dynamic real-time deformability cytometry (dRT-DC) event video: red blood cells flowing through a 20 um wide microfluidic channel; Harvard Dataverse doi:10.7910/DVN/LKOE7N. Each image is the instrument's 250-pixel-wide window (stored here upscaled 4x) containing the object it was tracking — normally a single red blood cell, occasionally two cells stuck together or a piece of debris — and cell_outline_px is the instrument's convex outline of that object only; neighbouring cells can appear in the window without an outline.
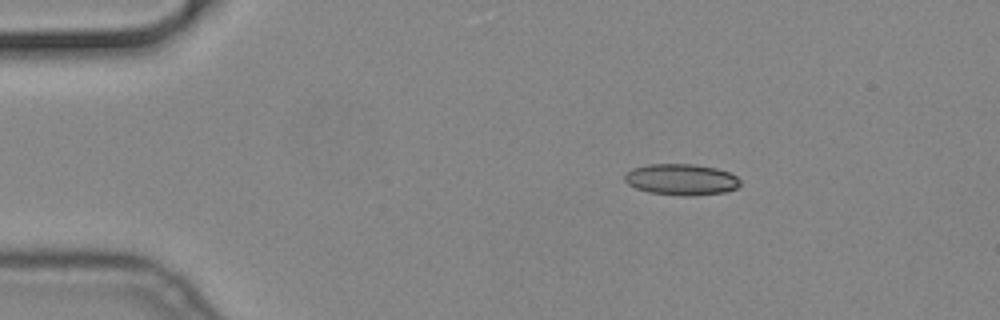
{"species": "common noctule bat (a hibernating species)", "species_latin": "Nyctalus noctula", "temperature_condition": "cold", "stored_images_in_passage": 52, "camera_frame_rate_fps": 3000, "um_per_image_px": 0.085, "animal": {"sex": "male", "body_mass_g": 19.2, "forearm_length_mm": 51.8}, "frame": {"image": 1, "passage_image": 5, "time_ms": 1.333, "image_size_px": [1000, 320], "cell_outline_px": [[740, 184], [736, 188], [724, 192], [692, 196], [684, 196], [648, 192], [636, 188], [628, 184], [624, 180], [624, 176], [632, 168], [648, 164], [692, 164], [716, 168], [728, 172], [736, 176], [740, 180]], "centroid_in_image_um": [57.9, 15.26], "position_along_channel_um": 27.1, "area_um2": 20.98}}
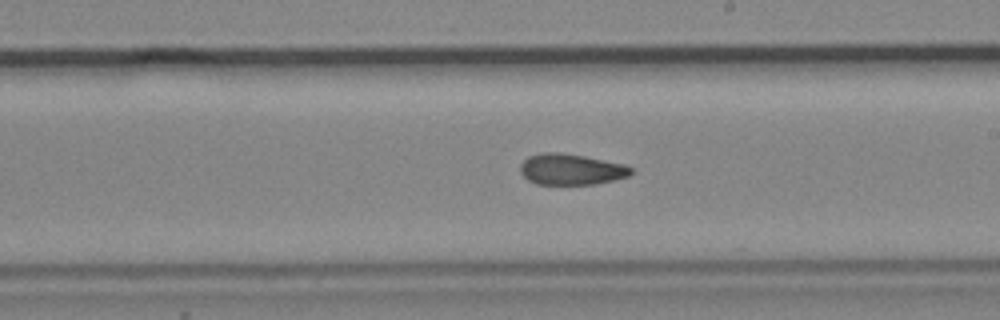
{"frame": {"image": 2, "passage_image": 28, "time_ms": 9.0, "image_size_px": [1000, 320], "cell_outline_px": [[632, 172], [628, 176], [596, 184], [536, 184], [528, 180], [520, 172], [520, 164], [528, 156], [544, 152], [560, 152], [584, 156], [624, 164], [632, 168]], "centroid_in_image_um": [48.51, 14.39], "position_along_channel_um": 240.5, "area_um2": 19.94}}
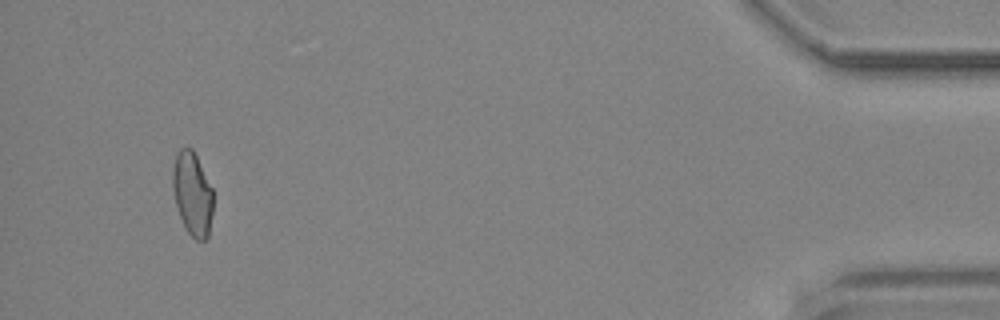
{"frame": {"image": 3, "passage_image": 49, "time_ms": 16.0, "image_size_px": [1000, 320], "cell_outline_px": [[212, 212], [208, 240], [196, 240], [184, 228], [176, 204], [172, 188], [172, 168], [176, 152], [180, 148], [192, 148], [212, 188]], "centroid_in_image_um": [16.34, 16.48], "position_along_channel_um": 418.9, "area_um2": 19.71}}